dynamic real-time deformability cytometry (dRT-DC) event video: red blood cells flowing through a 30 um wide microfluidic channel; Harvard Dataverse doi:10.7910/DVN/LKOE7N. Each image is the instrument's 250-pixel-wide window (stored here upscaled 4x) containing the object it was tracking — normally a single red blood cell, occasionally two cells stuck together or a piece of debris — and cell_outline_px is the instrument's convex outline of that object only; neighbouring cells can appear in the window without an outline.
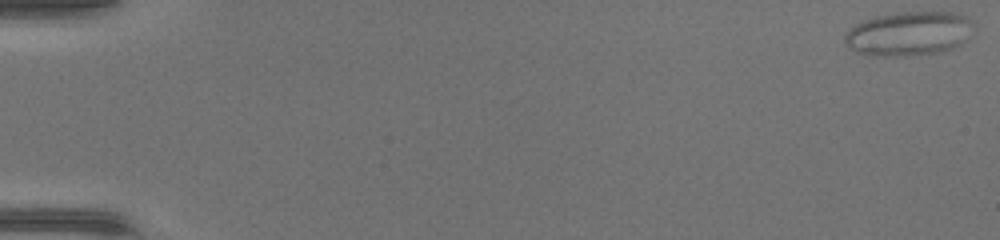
{"species": "common noctule bat (a hibernating species)", "species_latin": "Nyctalus noctula", "temperature_condition": "warm", "stored_images_in_passage": 47, "camera_frame_rate_fps": 3000, "um_per_image_px": 0.085, "animal": {"sex": "female", "body_mass_g": 17.0, "forearm_length_mm": 48.0}, "frame": {"image": 1, "passage_image": 1, "time_ms": 0.0, "image_size_px": [1000, 240], "cell_outline_px": [[976, 32], [960, 44], [952, 48], [940, 52], [908, 56], [884, 56], [860, 52], [848, 48], [844, 40], [844, 36], [848, 28], [864, 20], [876, 16], [896, 12], [952, 12], [968, 16], [972, 20], [976, 28]], "centroid_in_image_um": [77.32, 2.84], "position_along_channel_um": 7.7, "area_um2": 33.58}}
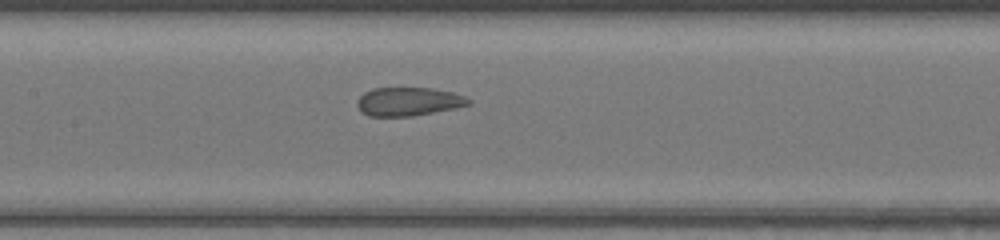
{"frame": {"image": 2, "passage_image": 24, "time_ms": 7.667, "image_size_px": [1000, 240], "cell_outline_px": [[472, 104], [412, 116], [368, 116], [360, 112], [356, 104], [356, 100], [364, 92], [372, 88], [432, 88], [452, 92], [464, 96], [472, 100]], "centroid_in_image_um": [34.67, 8.63], "position_along_channel_um": 172.7, "area_um2": 18.55}}
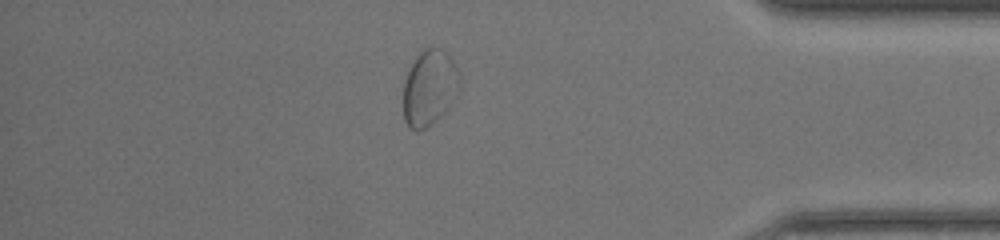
{"frame": {"image": 3, "passage_image": 41, "time_ms": 13.333, "image_size_px": [1000, 240], "cell_outline_px": [[460, 92], [448, 108], [436, 120], [424, 128], [416, 132], [408, 128], [404, 120], [404, 80], [416, 56], [424, 48], [440, 48], [448, 52], [460, 72]], "centroid_in_image_um": [36.53, 7.45], "position_along_channel_um": 398.7, "area_um2": 25.2}}